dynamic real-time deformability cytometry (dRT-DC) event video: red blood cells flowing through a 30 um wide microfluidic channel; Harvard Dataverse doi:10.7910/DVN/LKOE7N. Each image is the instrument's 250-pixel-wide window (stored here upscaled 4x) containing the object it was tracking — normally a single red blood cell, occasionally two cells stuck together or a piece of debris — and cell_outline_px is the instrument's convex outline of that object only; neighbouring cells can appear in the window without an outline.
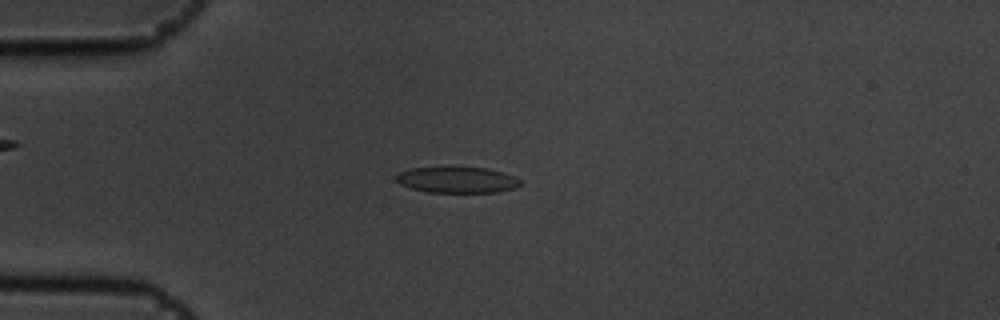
{"species": "common noctule bat (a hibernating species)", "species_latin": "Nyctalus noctula", "temperature_condition": "cold", "stored_images_in_passage": 55, "camera_frame_rate_fps": 3000, "um_per_image_px": 0.085, "animal": {"sex": "male", "body_mass_g": 19.5, "forearm_length_mm": 54.6}, "frame": {"image": 1, "passage_image": 14, "time_ms": 4.333, "image_size_px": [1000, 320], "cell_outline_px": [[520, 184], [512, 188], [496, 192], [428, 192], [412, 188], [400, 184], [392, 176], [396, 172], [408, 168], [452, 164], [456, 164], [488, 168], [504, 172], [516, 176], [520, 180]], "centroid_in_image_um": [38.77, 15.21], "position_along_channel_um": 46.2, "area_um2": 20.0}}
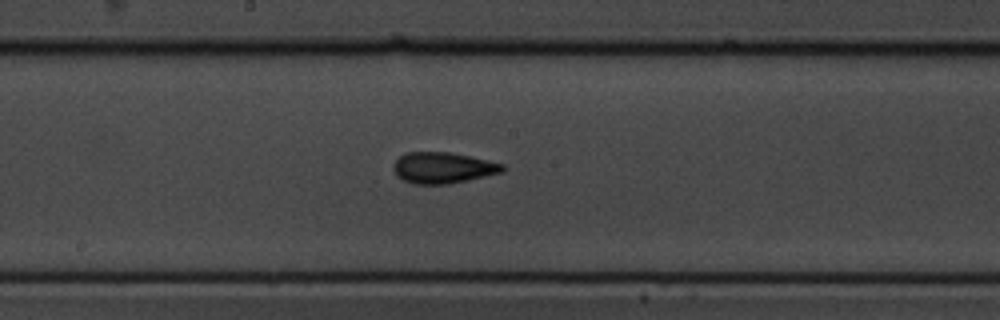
{"frame": {"image": 2, "passage_image": 29, "time_ms": 9.333, "image_size_px": [1000, 320], "cell_outline_px": [[504, 172], [448, 184], [412, 184], [396, 176], [392, 168], [392, 164], [400, 156], [408, 152], [452, 152], [504, 164]], "centroid_in_image_um": [37.62, 14.26], "position_along_channel_um": 210.6, "area_um2": 19.83}}
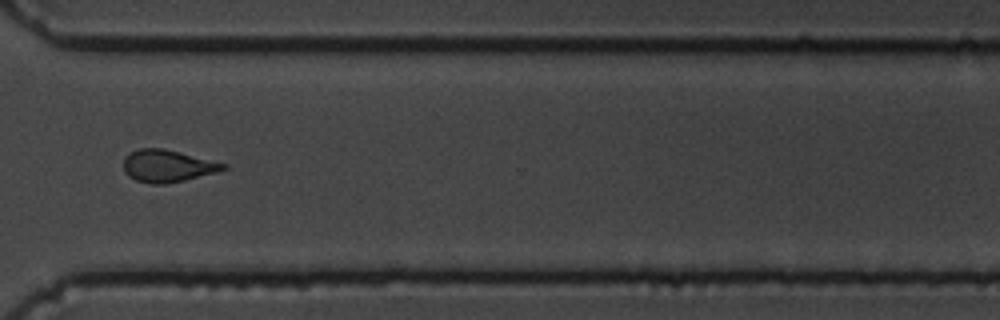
{"frame": {"image": 3, "passage_image": 41, "time_ms": 13.333, "image_size_px": [1000, 320], "cell_outline_px": [[228, 168], [216, 172], [184, 180], [164, 184], [152, 184], [136, 180], [128, 176], [124, 172], [124, 156], [140, 148], [164, 148], [228, 164]], "centroid_in_image_um": [14.23, 14.1], "position_along_channel_um": 356.4, "area_um2": 18.67}, "authors_computed_cell_mechanics": {"area_um2": 19.1896, "velocity_mm_per_s": 3.6489, "shape_relaxation_time_tau1_ms": 5.2901, "shape_relaxation_time_tau2_ms": 1.9875, "deformation_change_tau1": 0.1285, "deformation_change_tau2": 0.0902}}